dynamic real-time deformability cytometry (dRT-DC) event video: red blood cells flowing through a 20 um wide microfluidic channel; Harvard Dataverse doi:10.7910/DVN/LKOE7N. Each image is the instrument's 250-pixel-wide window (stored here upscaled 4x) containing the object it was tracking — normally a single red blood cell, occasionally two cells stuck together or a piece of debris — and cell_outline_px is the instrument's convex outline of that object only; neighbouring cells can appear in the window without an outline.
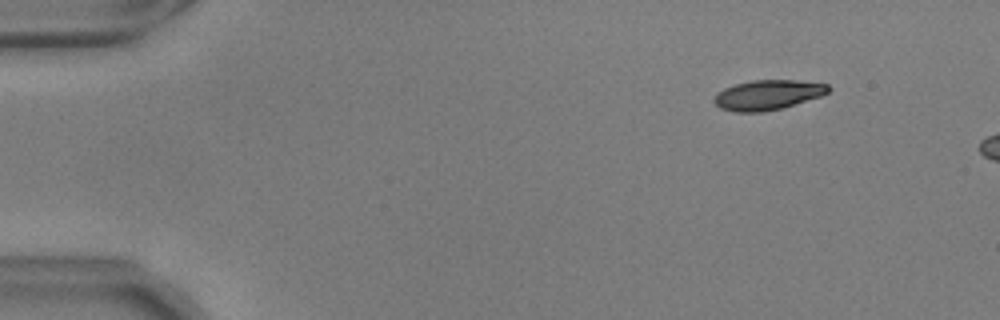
{"species": "common noctule bat (a hibernating species)", "species_latin": "Nyctalus noctula", "temperature_condition": "warm", "stored_images_in_passage": 3, "camera_frame_rate_fps": 3000, "um_per_image_px": 0.085, "animal": {"sex": "male", "body_mass_g": 17.9, "forearm_length_mm": 54.2}, "frame": {"image": 1, "passage_image": 1, "time_ms": 0.0, "image_size_px": [1000, 320], "cell_outline_px": [[832, 88], [828, 92], [820, 96], [780, 108], [764, 112], [736, 112], [720, 108], [712, 100], [716, 92], [724, 88], [736, 84], [752, 80], [796, 80], [828, 84]], "centroid_in_image_um": [65.23, 8.06], "position_along_channel_um": 19.8, "area_um2": 19.83}}